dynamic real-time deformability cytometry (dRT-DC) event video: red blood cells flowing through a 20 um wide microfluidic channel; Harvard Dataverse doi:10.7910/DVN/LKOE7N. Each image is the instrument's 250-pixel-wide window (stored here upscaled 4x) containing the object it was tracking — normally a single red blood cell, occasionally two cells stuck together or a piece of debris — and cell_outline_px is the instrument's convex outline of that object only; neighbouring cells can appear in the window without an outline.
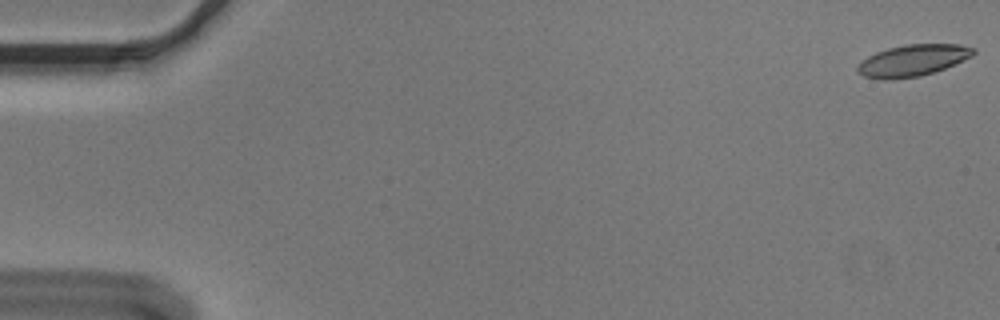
{"species": "Egyptian fruit bat (a non-hibernating species)", "species_latin": "Rousettus aegyptiacus", "temperature_condition": "cold", "stored_images_in_passage": 56, "camera_frame_rate_fps": 3000, "um_per_image_px": 0.085, "animal": {"sex": "male"}, "frame": {"image": 1, "passage_image": 1, "time_ms": 0.0, "image_size_px": [1000, 320], "cell_outline_px": [[976, 52], [972, 56], [956, 64], [920, 76], [892, 80], [880, 80], [864, 76], [856, 72], [856, 68], [868, 56], [876, 52], [888, 48], [904, 44], [960, 44], [976, 48]], "centroid_in_image_um": [77.59, 5.14], "position_along_channel_um": 7.4, "area_um2": 21.44}}
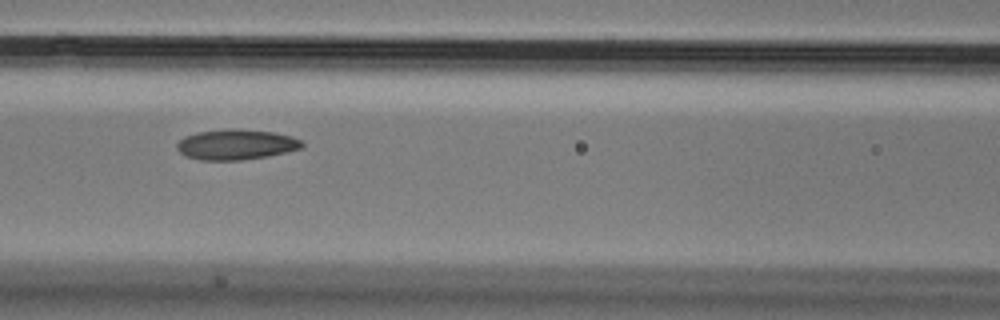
{"frame": {"image": 2, "passage_image": 25, "time_ms": 8.0, "image_size_px": [1000, 320], "cell_outline_px": [[304, 144], [300, 148], [268, 156], [240, 160], [200, 160], [184, 156], [176, 148], [176, 144], [184, 136], [196, 132], [272, 132], [292, 136], [300, 140]], "centroid_in_image_um": [20.02, 12.34], "position_along_channel_um": 146.6, "area_um2": 20.98}}
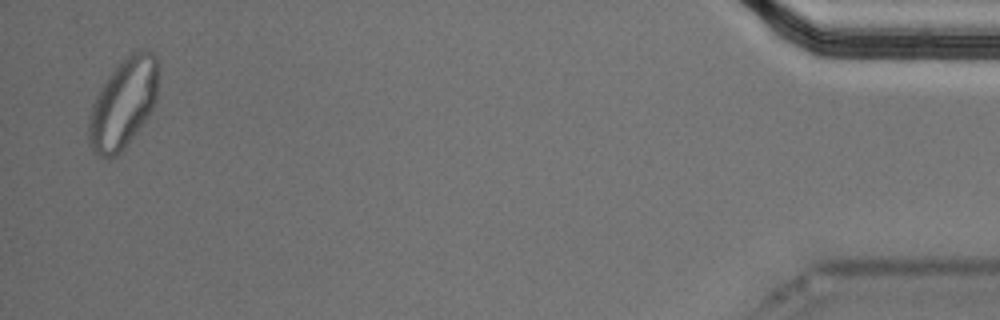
{"frame": {"image": 3, "passage_image": 55, "time_ms": 18.0, "image_size_px": [1000, 320], "cell_outline_px": [[160, 68], [156, 100], [148, 116], [120, 156], [100, 156], [88, 144], [88, 124], [92, 104], [104, 80], [132, 52], [144, 48], [152, 52], [160, 60]], "centroid_in_image_um": [10.51, 8.78], "position_along_channel_um": 424.7, "area_um2": 36.65}}